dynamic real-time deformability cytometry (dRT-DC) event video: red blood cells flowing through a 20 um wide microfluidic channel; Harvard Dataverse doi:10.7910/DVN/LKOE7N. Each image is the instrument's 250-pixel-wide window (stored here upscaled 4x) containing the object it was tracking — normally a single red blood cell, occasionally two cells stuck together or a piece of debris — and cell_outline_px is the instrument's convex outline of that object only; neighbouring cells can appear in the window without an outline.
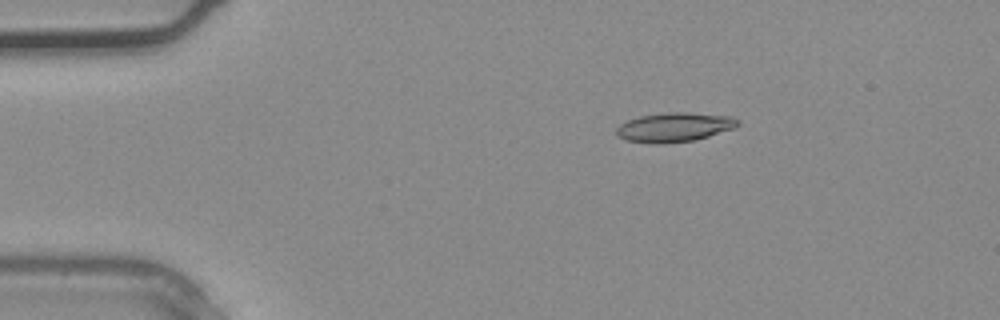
{"species": "common noctule bat (a hibernating species)", "species_latin": "Nyctalus noctula", "temperature_condition": "warm", "stored_images_in_passage": 2, "camera_frame_rate_fps": 3000, "um_per_image_px": 0.085, "animal": {"sex": "male", "body_mass_g": 20.4}, "frame": {"image": 1, "passage_image": 1, "time_ms": 0.0, "image_size_px": [1000, 320], "cell_outline_px": [[740, 124], [736, 128], [708, 136], [692, 140], [660, 144], [652, 144], [624, 140], [616, 132], [616, 128], [620, 124], [628, 120], [640, 116], [664, 112], [688, 112], [732, 116], [740, 120]], "centroid_in_image_um": [57.34, 10.8], "position_along_channel_um": 27.7, "area_um2": 20.87}}